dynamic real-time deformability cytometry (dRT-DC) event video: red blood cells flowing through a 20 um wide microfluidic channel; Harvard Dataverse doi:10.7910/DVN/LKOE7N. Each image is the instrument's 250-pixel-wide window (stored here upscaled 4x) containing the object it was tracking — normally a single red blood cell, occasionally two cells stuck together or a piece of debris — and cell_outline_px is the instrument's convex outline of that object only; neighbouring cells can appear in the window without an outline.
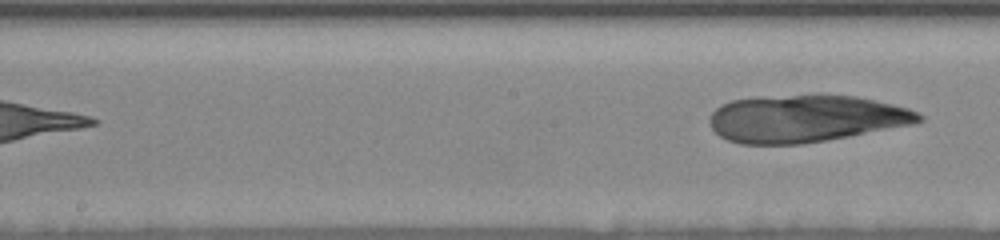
{"species": "human", "species_latin": "Homo sapiens", "temperature_condition": "room temperature", "stored_images_in_passage": 14, "segment_of_instrument_passage": [2, 2], "camera_frame_rate_fps": 3000, "um_per_image_px": 0.085, "donor": {"sex": "female"}, "frame": {"image": 1, "passage_image": 14, "time_ms": 7.0, "image_size_px": [1000, 240], "cell_outline_px": [[924, 120], [912, 124], [828, 140], [800, 144], [740, 144], [728, 140], [720, 136], [712, 128], [712, 112], [720, 104], [732, 100], [756, 96], [820, 92], [856, 96], [892, 104], [908, 108], [924, 116]], "centroid_in_image_um": [68.48, 10.03], "position_along_channel_um": 179.7, "area_um2": 58.55}}